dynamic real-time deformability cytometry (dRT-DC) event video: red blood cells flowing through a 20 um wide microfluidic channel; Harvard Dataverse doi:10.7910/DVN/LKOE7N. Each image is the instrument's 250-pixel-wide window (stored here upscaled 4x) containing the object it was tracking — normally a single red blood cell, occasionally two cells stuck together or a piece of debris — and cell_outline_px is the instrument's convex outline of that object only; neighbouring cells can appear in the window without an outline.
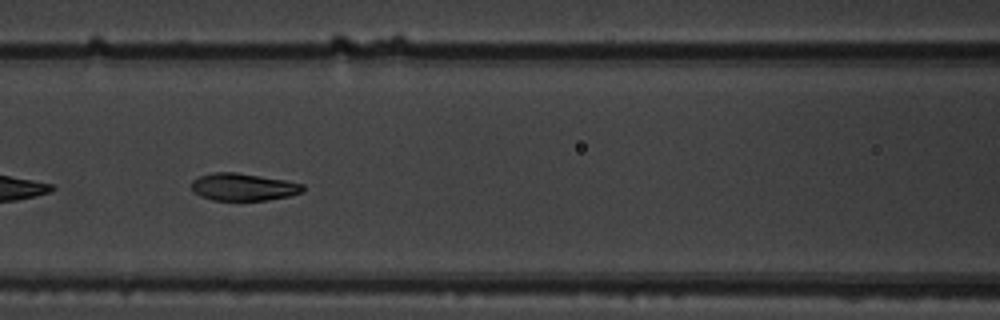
{"species": "common noctule bat (a hibernating species)", "species_latin": "Nyctalus noctula", "temperature_condition": "warm", "stored_images_in_passage": 14, "camera_frame_rate_fps": 3000, "um_per_image_px": 0.085, "animal": {"sex": "male", "body_mass_g": 19.5, "forearm_length_mm": 54.6}, "frame": {"image": 1, "passage_image": 6, "time_ms": 6.667, "image_size_px": [1000, 320], "cell_outline_px": [[304, 192], [288, 196], [268, 200], [212, 200], [200, 196], [192, 192], [192, 180], [200, 176], [212, 172], [236, 172], [284, 180], [304, 184]], "centroid_in_image_um": [20.66, 15.89], "position_along_channel_um": 145.9, "area_um2": 17.8}}
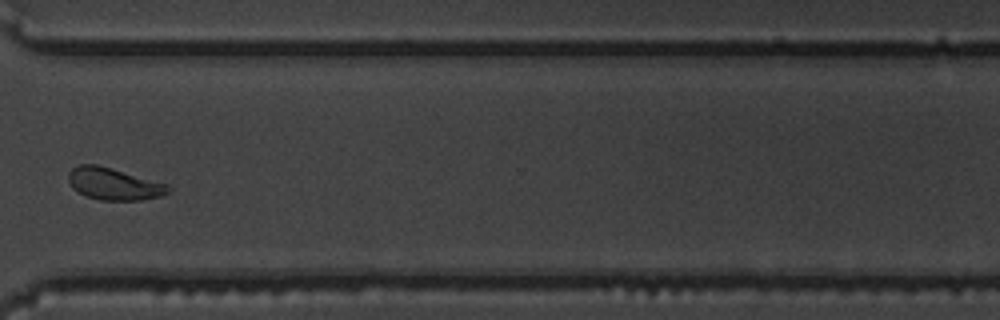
{"frame": {"image": 2, "passage_image": 11, "time_ms": 12.667, "image_size_px": [1000, 320], "cell_outline_px": [[172, 188], [164, 196], [140, 200], [100, 200], [84, 196], [76, 192], [72, 188], [68, 180], [68, 172], [72, 168], [80, 164], [96, 164], [112, 168], [164, 184]], "centroid_in_image_um": [9.61, 15.64], "position_along_channel_um": 361.0, "area_um2": 18.61}}
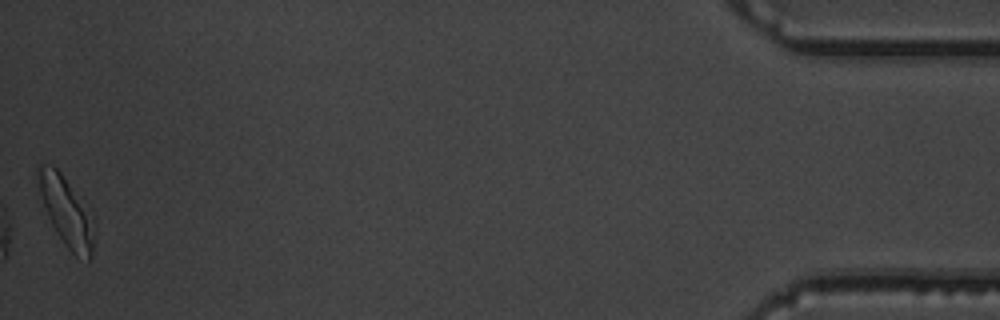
{"frame": {"image": 3, "passage_image": 14, "time_ms": 17.0, "image_size_px": [1000, 320], "cell_outline_px": [[96, 220], [92, 256], [88, 260], [76, 256], [64, 244], [56, 232], [48, 216], [40, 192], [36, 176], [36, 168], [40, 164], [52, 164], [60, 172]], "centroid_in_image_um": [5.66, 17.99], "position_along_channel_um": 429.5, "area_um2": 22.48}, "authors_computed_cell_mechanics": {"area_um2": 18.3515, "velocity_mm_per_s": 3.5829, "shape_relaxation_time_tau1_ms": 1.3899, "shape_relaxation_time_tau2_ms": null, "deformation_change_tau1": 0.1059, "deformation_change_tau2": null}}